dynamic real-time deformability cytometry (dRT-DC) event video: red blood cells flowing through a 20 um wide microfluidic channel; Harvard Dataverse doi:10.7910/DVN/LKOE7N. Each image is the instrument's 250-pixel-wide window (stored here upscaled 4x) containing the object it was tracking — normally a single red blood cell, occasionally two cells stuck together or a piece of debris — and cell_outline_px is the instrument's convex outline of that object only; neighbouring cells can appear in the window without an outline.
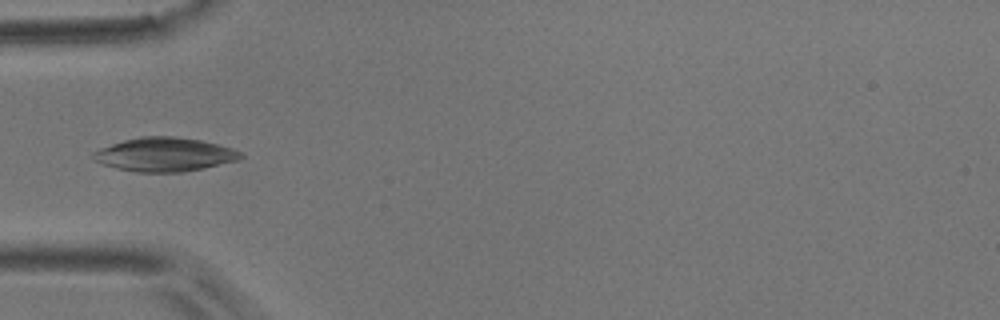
{"species": "common noctule bat (a hibernating species)", "species_latin": "Nyctalus noctula", "temperature_condition": "room temperature", "stored_images_in_passage": 5, "camera_frame_rate_fps": 3000, "um_per_image_px": 0.085, "animal": {"sex": "male", "body_mass_g": 17.9}, "frame": {"image": 1, "passage_image": 5, "time_ms": 4.667, "image_size_px": [1000, 320], "cell_outline_px": [[244, 156], [236, 160], [204, 168], [184, 172], [136, 172], [116, 168], [104, 164], [96, 160], [92, 156], [92, 152], [100, 148], [124, 140], [140, 136], [172, 136], [200, 140], [232, 148], [240, 152]], "centroid_in_image_um": [13.97, 13.13], "position_along_channel_um": 71.0, "area_um2": 28.78}}